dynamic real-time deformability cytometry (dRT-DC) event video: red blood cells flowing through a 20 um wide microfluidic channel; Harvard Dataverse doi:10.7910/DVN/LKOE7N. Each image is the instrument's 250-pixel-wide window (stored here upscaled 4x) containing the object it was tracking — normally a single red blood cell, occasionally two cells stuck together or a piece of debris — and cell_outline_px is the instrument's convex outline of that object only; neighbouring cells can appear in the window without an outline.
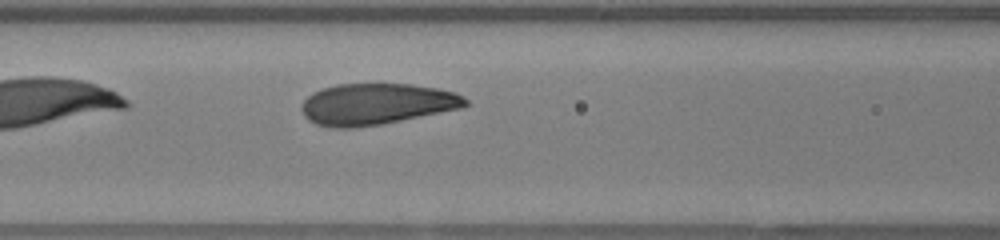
{"species": "human", "species_latin": "Homo sapiens", "temperature_condition": "warm", "stored_images_in_passage": 25, "camera_frame_rate_fps": 3000, "um_per_image_px": 0.085, "donor": {"sex": "female"}, "frame": {"image": 1, "passage_image": 8, "time_ms": 2.333, "image_size_px": [1000, 240], "cell_outline_px": [[468, 104], [460, 108], [380, 124], [352, 128], [340, 128], [316, 124], [308, 120], [304, 116], [300, 108], [300, 104], [312, 92], [320, 88], [336, 84], [412, 84], [436, 88], [452, 92], [468, 100]], "centroid_in_image_um": [31.92, 8.83], "position_along_channel_um": 134.7, "area_um2": 39.13}}
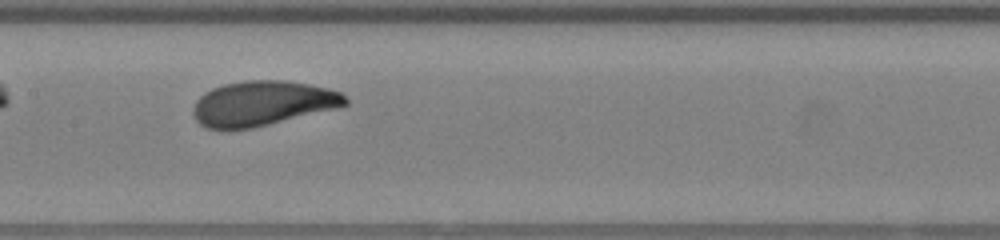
{"frame": {"image": 2, "passage_image": 11, "time_ms": 3.333, "image_size_px": [1000, 240], "cell_outline_px": [[348, 104], [336, 108], [252, 128], [208, 128], [200, 124], [196, 120], [192, 112], [192, 108], [196, 100], [204, 92], [212, 88], [224, 84], [244, 80], [284, 80], [308, 84], [328, 88], [340, 92], [348, 100]], "centroid_in_image_um": [22.29, 8.77], "position_along_channel_um": 185.1, "area_um2": 39.48}}
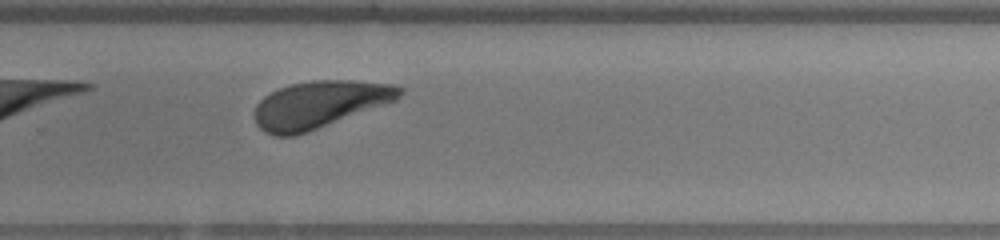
{"frame": {"image": 3, "passage_image": 18, "time_ms": 5.667, "image_size_px": [1000, 240], "cell_outline_px": [[404, 92], [396, 100], [308, 132], [296, 136], [276, 136], [264, 132], [256, 124], [256, 104], [264, 96], [280, 88], [292, 84], [312, 80], [352, 80], [392, 84], [404, 88]], "centroid_in_image_um": [27.17, 8.88], "position_along_channel_um": 302.6, "area_um2": 39.59}}